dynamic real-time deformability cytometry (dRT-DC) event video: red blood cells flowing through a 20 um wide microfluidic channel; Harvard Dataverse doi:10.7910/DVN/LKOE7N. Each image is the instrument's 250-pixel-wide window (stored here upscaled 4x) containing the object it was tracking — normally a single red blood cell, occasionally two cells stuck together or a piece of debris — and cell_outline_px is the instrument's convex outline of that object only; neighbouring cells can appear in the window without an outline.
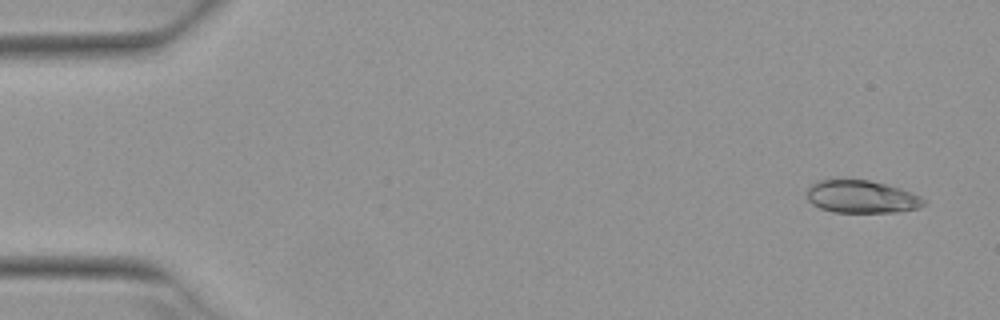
{"species": "Egyptian fruit bat (a non-hibernating species)", "species_latin": "Rousettus aegyptiacus", "temperature_condition": "warm", "stored_images_in_passage": 4, "camera_frame_rate_fps": 3000, "um_per_image_px": 0.085, "animal": {"sex": "female"}, "frame": {"image": 1, "passage_image": 1, "time_ms": 0.0, "image_size_px": [1000, 320], "cell_outline_px": [[924, 204], [920, 208], [896, 212], [832, 212], [820, 208], [812, 204], [808, 200], [808, 184], [816, 180], [868, 180], [900, 188], [912, 192], [920, 196], [924, 200]], "centroid_in_image_um": [73.21, 16.72], "position_along_channel_um": 11.8, "area_um2": 22.25}}